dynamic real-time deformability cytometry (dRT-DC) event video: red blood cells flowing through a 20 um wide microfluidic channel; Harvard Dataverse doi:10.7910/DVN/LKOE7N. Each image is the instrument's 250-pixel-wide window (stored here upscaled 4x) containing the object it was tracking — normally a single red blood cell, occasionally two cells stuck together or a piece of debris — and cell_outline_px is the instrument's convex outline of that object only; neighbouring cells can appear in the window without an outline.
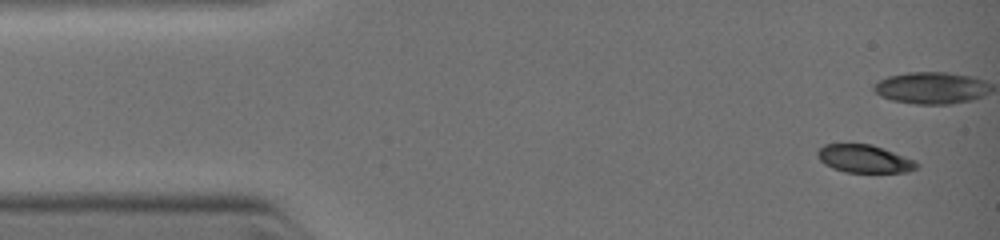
{"species": "common noctule bat (a hibernating species)", "species_latin": "Nyctalus noctula", "temperature_condition": "warm", "stored_images_in_passage": 4, "camera_frame_rate_fps": 3000, "um_per_image_px": 0.085, "animal": {"sex": "female", "body_mass_g": 19.0, "forearm_length_mm": 51.5}, "frame": {"image": 1, "passage_image": 1, "time_ms": 0.0, "image_size_px": [1000, 240], "cell_outline_px": [[920, 164], [916, 168], [908, 172], [848, 172], [832, 168], [824, 164], [820, 160], [816, 152], [824, 144], [872, 144], [916, 160]], "centroid_in_image_um": [73.49, 13.49], "position_along_channel_um": 11.5, "area_um2": 16.13}}